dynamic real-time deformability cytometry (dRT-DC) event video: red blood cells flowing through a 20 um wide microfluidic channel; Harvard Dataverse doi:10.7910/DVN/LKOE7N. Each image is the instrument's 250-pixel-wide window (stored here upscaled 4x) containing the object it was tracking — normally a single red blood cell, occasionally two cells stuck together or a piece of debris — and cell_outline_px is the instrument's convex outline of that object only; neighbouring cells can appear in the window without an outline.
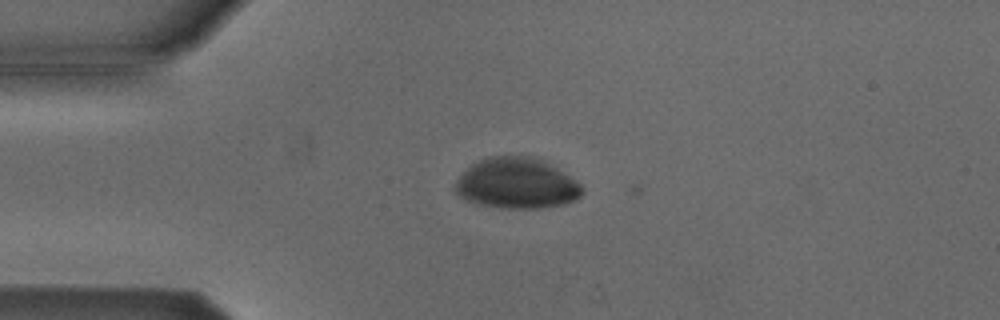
{"species": "Egyptian fruit bat (a non-hibernating species)", "species_latin": "Rousettus aegyptiacus", "temperature_condition": "cold", "stored_images_in_passage": 4, "camera_frame_rate_fps": 3000, "um_per_image_px": 0.085, "animal": {"sex": "male"}, "frame": {"image": 1, "passage_image": 1, "time_ms": 0.0, "image_size_px": [1000, 320], "cell_outline_px": [[584, 192], [576, 200], [560, 204], [536, 208], [500, 208], [480, 204], [468, 200], [460, 196], [452, 188], [456, 180], [472, 164], [488, 156], [532, 156], [552, 164], [576, 180], [584, 188]], "centroid_in_image_um": [43.93, 15.58], "position_along_channel_um": 41.1, "area_um2": 37.45}}